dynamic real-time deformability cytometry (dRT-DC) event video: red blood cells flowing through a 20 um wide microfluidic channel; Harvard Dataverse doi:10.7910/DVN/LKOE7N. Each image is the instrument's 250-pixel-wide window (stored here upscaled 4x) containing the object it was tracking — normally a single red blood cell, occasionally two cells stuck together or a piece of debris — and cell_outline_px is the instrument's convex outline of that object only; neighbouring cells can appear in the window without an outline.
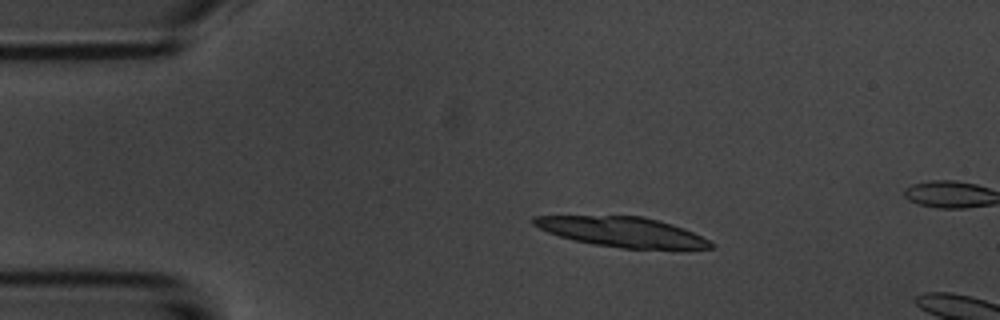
{"species": "common noctule bat (a hibernating species)", "species_latin": "Nyctalus noctula", "temperature_condition": "room temperature", "stored_images_in_passage": 4, "camera_frame_rate_fps": 3000, "um_per_image_px": 0.085, "animal": {"sex": "male", "body_mass_g": 20.1, "forearm_length_mm": 53.5}, "frame": {"image": 1, "passage_image": 3, "time_ms": 2.667, "image_size_px": [1000, 320], "cell_outline_px": [[716, 244], [712, 248], [620, 248], [592, 244], [572, 240], [548, 232], [532, 224], [532, 216], [644, 216], [672, 224], [684, 228]], "centroid_in_image_um": [52.85, 19.7], "position_along_channel_um": 32.1, "area_um2": 30.52}}